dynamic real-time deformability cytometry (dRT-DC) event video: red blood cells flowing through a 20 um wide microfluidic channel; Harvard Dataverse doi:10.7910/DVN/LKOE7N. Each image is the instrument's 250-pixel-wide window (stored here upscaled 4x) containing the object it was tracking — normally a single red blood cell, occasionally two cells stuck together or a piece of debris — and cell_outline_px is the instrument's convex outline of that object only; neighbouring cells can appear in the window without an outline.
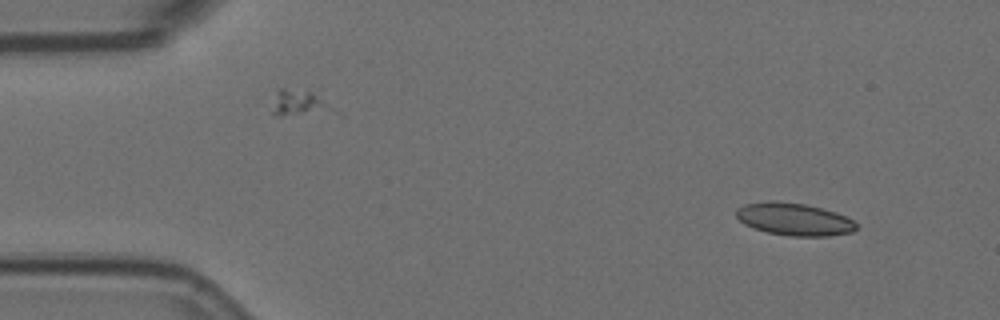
{"species": "Egyptian fruit bat (a non-hibernating species)", "species_latin": "Rousettus aegyptiacus", "temperature_condition": "room temperature", "stored_images_in_passage": 4, "camera_frame_rate_fps": 3000, "um_per_image_px": 0.085, "animal": {"sex": "female"}, "frame": {"image": 1, "passage_image": 1, "time_ms": 0.0, "image_size_px": [1000, 320], "cell_outline_px": [[856, 228], [852, 232], [828, 236], [788, 236], [768, 232], [752, 228], [744, 224], [736, 216], [736, 208], [744, 204], [768, 200], [772, 200], [804, 204], [836, 212], [852, 220], [856, 224]], "centroid_in_image_um": [67.45, 18.63], "position_along_channel_um": 17.5, "area_um2": 22.72}}
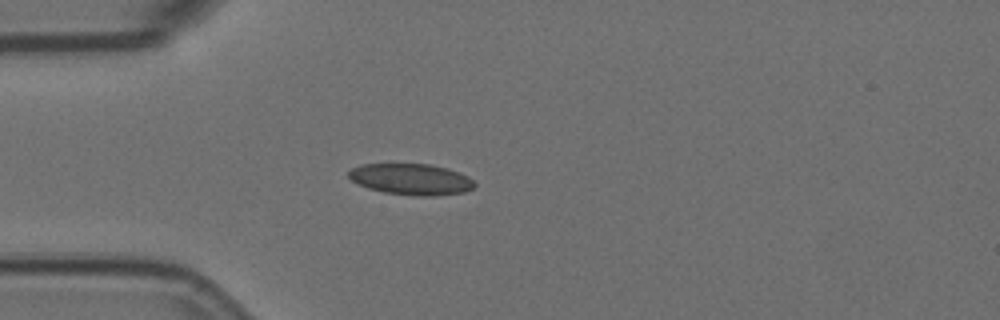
{"frame": {"image": 2, "passage_image": 4, "time_ms": 1.0, "image_size_px": [1000, 320], "cell_outline_px": [[476, 184], [472, 188], [464, 192], [436, 196], [420, 196], [384, 192], [368, 188], [352, 180], [348, 176], [348, 172], [352, 168], [360, 164], [432, 164], [448, 168], [468, 176]], "centroid_in_image_um": [34.96, 15.23], "position_along_channel_um": 50.0, "area_um2": 22.83}}